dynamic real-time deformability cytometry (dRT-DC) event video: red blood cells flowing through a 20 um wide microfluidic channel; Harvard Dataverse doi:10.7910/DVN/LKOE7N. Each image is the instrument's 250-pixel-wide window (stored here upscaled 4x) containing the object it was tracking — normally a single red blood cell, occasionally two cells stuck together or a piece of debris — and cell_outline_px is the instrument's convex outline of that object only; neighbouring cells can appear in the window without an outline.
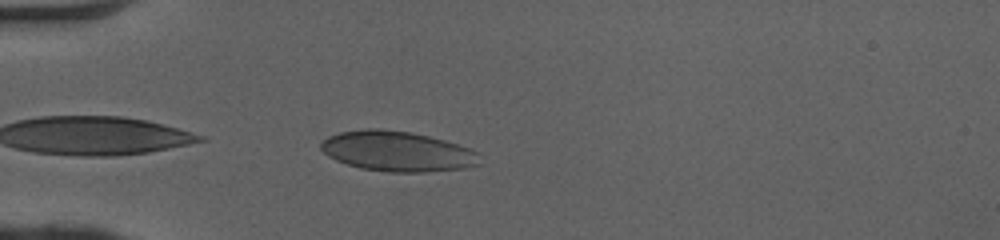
{"species": "human", "species_latin": "Homo sapiens", "temperature_condition": "cold", "stored_images_in_passage": 37, "camera_frame_rate_fps": 3000, "um_per_image_px": 0.085, "donor": {"sex": "female"}, "frame": {"image": 1, "passage_image": 2, "time_ms": 0.333, "image_size_px": [1000, 240], "cell_outline_px": [[480, 164], [464, 168], [424, 172], [388, 172], [360, 168], [336, 160], [328, 156], [320, 148], [320, 144], [328, 136], [340, 132], [368, 128], [380, 128], [412, 132], [444, 140], [468, 148], [476, 152]], "centroid_in_image_um": [33.73, 12.86], "position_along_channel_um": 51.3, "area_um2": 36.99}}
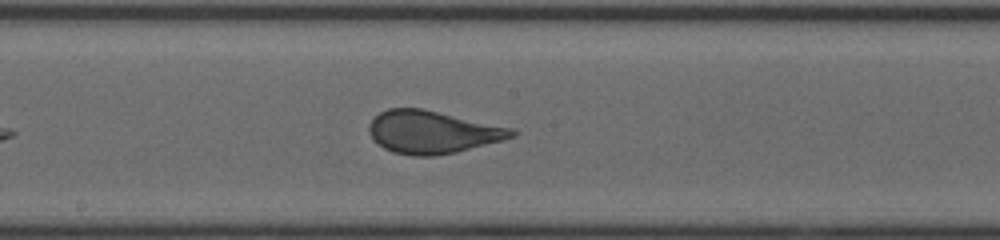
{"frame": {"image": 2, "passage_image": 15, "time_ms": 4.667, "image_size_px": [1000, 240], "cell_outline_px": [[516, 136], [504, 140], [456, 152], [432, 156], [412, 156], [392, 152], [384, 148], [368, 132], [368, 124], [380, 112], [388, 108], [424, 108], [516, 128]], "centroid_in_image_um": [36.81, 11.21], "position_along_channel_um": 211.4, "area_um2": 35.84}}
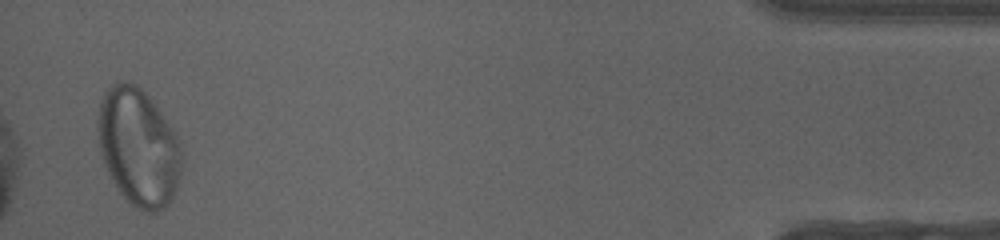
{"frame": {"image": 3, "passage_image": 36, "time_ms": 11.667, "image_size_px": [1000, 240], "cell_outline_px": [[184, 160], [180, 176], [176, 188], [172, 196], [164, 208], [156, 212], [140, 212], [132, 208], [120, 192], [112, 180], [108, 172], [100, 152], [96, 124], [96, 120], [100, 100], [104, 92], [112, 84], [120, 80], [124, 80], [136, 84], [156, 104], [172, 128], [180, 144]], "centroid_in_image_um": [11.76, 12.5], "position_along_channel_um": 423.4, "area_um2": 58.2}, "authors_computed_cell_mechanics": {"area_um2": 36.4718, "velocity_mm_per_s": 4.0769, "shape_relaxation_time_tau1_ms": 7.7196, "shape_relaxation_time_tau2_ms": null, "deformation_change_tau1": 0.1847, "deformation_change_tau2": null}}